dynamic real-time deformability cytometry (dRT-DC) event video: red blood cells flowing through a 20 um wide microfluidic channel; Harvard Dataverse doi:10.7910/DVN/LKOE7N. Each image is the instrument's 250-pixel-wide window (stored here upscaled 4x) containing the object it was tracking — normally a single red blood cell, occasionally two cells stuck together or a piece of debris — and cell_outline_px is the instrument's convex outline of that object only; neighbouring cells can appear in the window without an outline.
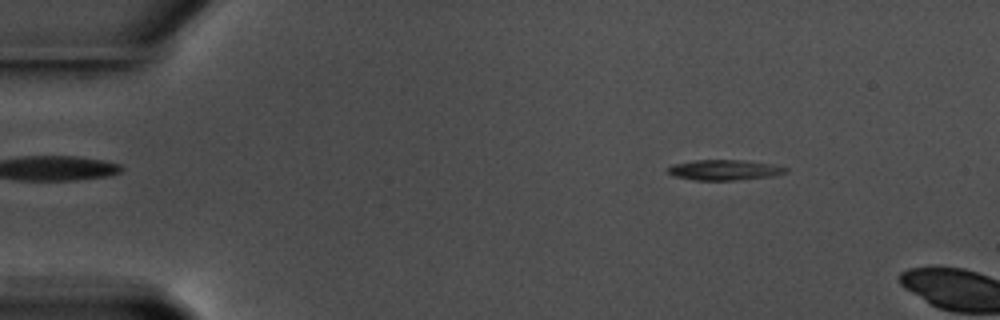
{"species": "common noctule bat (a hibernating species)", "species_latin": "Nyctalus noctula", "temperature_condition": "warm", "stored_images_in_passage": 11, "camera_frame_rate_fps": 3000, "um_per_image_px": 0.085, "animal": {"sex": "male", "body_mass_g": 17.5, "forearm_length_mm": 52.3}, "frame": {"image": 1, "passage_image": 8, "time_ms": 2.333, "image_size_px": [1000, 320], "cell_outline_px": [[788, 172], [772, 176], [732, 180], [696, 180], [676, 176], [668, 172], [668, 168], [672, 164], [692, 160], [744, 160], [772, 164], [788, 168]], "centroid_in_image_um": [61.59, 14.43], "position_along_channel_um": 23.4, "area_um2": 13.87}}